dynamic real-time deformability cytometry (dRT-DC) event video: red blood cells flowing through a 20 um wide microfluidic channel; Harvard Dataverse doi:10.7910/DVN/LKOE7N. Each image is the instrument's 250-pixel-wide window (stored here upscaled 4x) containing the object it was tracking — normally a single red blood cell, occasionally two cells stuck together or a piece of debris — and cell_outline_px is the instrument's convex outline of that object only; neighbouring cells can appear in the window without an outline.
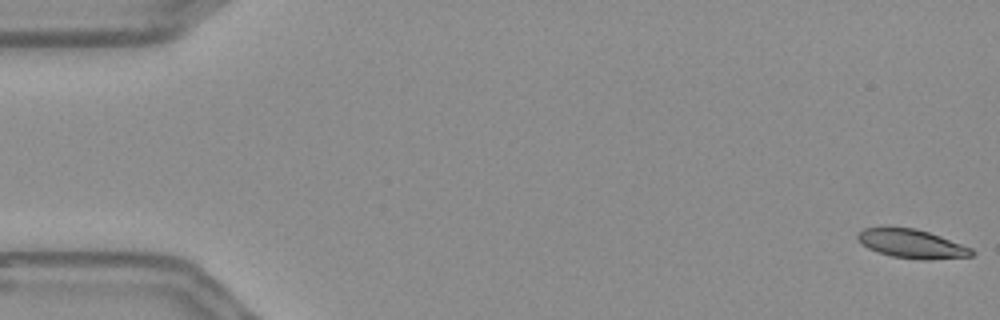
{"species": "Egyptian fruit bat (a non-hibernating species)", "species_latin": "Rousettus aegyptiacus", "temperature_condition": "warm", "stored_images_in_passage": 56, "camera_frame_rate_fps": 3000, "um_per_image_px": 0.085, "frame": {"image": 1, "passage_image": 1, "time_ms": 0.0, "image_size_px": [1000, 320], "cell_outline_px": [[976, 252], [972, 256], [928, 260], [916, 260], [892, 256], [868, 248], [860, 244], [856, 240], [856, 236], [864, 228], [888, 224], [916, 228], [940, 236], [972, 248]], "centroid_in_image_um": [77.44, 20.68], "position_along_channel_um": 7.6, "area_um2": 19.83}}
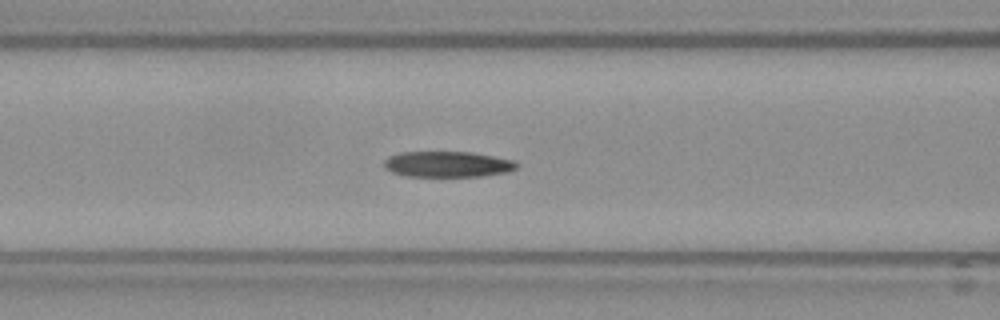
{"frame": {"image": 2, "passage_image": 23, "time_ms": 7.333, "image_size_px": [1000, 320], "cell_outline_px": [[520, 164], [516, 168], [508, 172], [480, 176], [404, 176], [392, 172], [384, 168], [384, 160], [388, 156], [400, 152], [472, 152], [516, 160]], "centroid_in_image_um": [38.05, 13.95], "position_along_channel_um": 128.5, "area_um2": 20.11}}
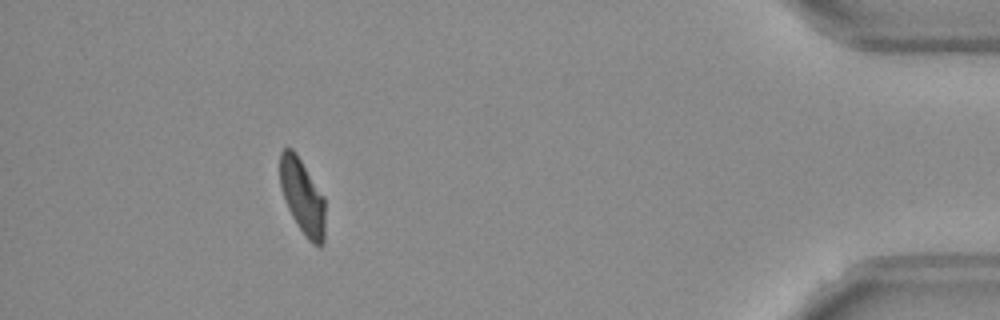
{"frame": {"image": 3, "passage_image": 51, "time_ms": 16.667, "image_size_px": [1000, 320], "cell_outline_px": [[324, 244], [320, 248], [312, 244], [308, 240], [292, 216], [288, 208], [280, 188], [280, 152], [284, 148], [292, 148], [296, 152], [324, 196]], "centroid_in_image_um": [25.71, 16.71], "position_along_channel_um": 409.5, "area_um2": 19.83}, "authors_computed_cell_mechanics": {"area_um2": 20.4901, "velocity_mm_per_s": 3.6335, "shape_relaxation_time_tau1_ms": 7.9615, "shape_relaxation_time_tau2_ms": 4.3428, "deformation_change_tau1": 0.2325, "deformation_change_tau2": 0.1161}}